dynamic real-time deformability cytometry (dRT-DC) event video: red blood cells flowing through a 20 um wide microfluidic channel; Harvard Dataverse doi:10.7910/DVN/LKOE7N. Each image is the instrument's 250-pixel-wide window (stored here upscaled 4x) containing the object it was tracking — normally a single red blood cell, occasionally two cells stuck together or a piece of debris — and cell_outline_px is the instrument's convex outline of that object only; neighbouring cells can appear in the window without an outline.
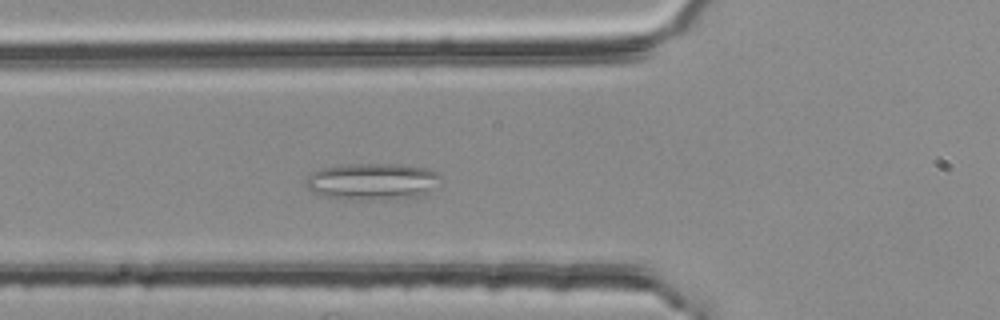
{"species": "common noctule bat (a hibernating species)", "species_latin": "Nyctalus noctula", "temperature_condition": "room temperature", "stored_images_in_passage": 30, "camera_frame_rate_fps": 3000, "um_per_image_px": 0.085, "animal": {"sex": "female", "body_mass_g": 25.1}, "frame": {"image": 1, "passage_image": 6, "time_ms": 1.667, "image_size_px": [1000, 320], "cell_outline_px": [[440, 176], [428, 192], [420, 196], [384, 200], [344, 200], [316, 196], [308, 192], [304, 180], [312, 172], [336, 164], [400, 164], [428, 168], [436, 172]], "centroid_in_image_um": [31.52, 15.45], "position_along_channel_um": 94.3, "area_um2": 29.54}}
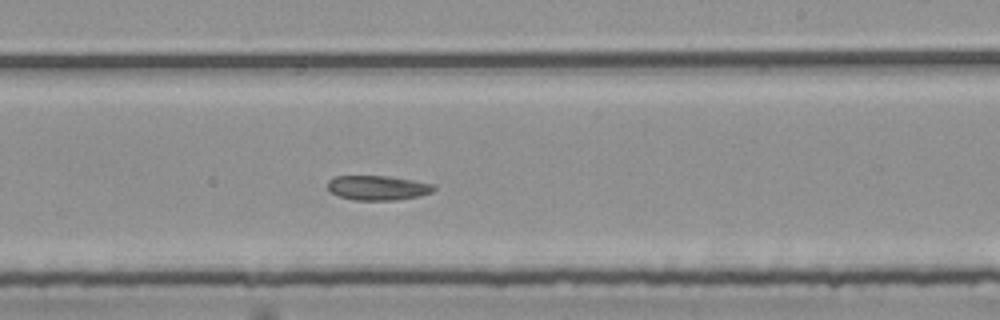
{"frame": {"image": 2, "passage_image": 19, "time_ms": 6.0, "image_size_px": [1000, 320], "cell_outline_px": [[436, 188], [432, 192], [420, 196], [396, 200], [356, 200], [340, 196], [332, 192], [328, 188], [328, 180], [336, 176], [388, 176], [436, 184]], "centroid_in_image_um": [32.16, 15.96], "position_along_channel_um": 256.8, "area_um2": 15.2}}
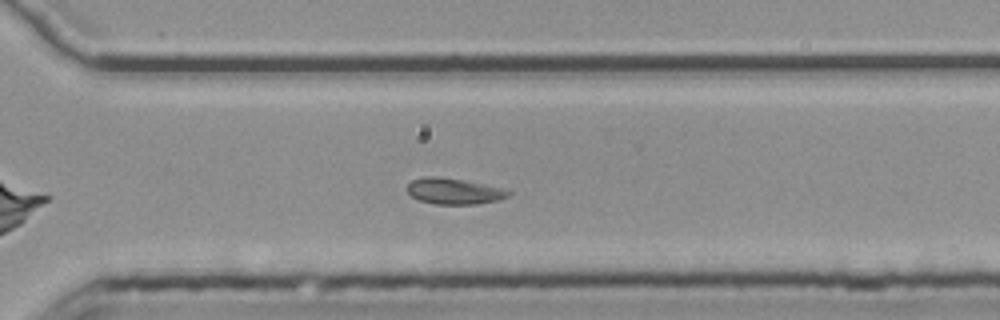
{"frame": {"image": 3, "passage_image": 25, "time_ms": 8.0, "image_size_px": [1000, 320], "cell_outline_px": [[512, 192], [508, 196], [500, 200], [476, 204], [432, 204], [420, 200], [412, 196], [408, 192], [408, 184], [412, 180], [424, 176], [440, 176], [512, 188]], "centroid_in_image_um": [38.69, 16.24], "position_along_channel_um": 331.9, "area_um2": 15.78}, "authors_computed_cell_mechanics": {"area_um2": 16.3574, "velocity_mm_per_s": 3.7583, "shape_relaxation_time_tau1_ms": null, "shape_relaxation_time_tau2_ms": 2.7973, "deformation_change_tau1": null, "deformation_change_tau2": 0.066}}